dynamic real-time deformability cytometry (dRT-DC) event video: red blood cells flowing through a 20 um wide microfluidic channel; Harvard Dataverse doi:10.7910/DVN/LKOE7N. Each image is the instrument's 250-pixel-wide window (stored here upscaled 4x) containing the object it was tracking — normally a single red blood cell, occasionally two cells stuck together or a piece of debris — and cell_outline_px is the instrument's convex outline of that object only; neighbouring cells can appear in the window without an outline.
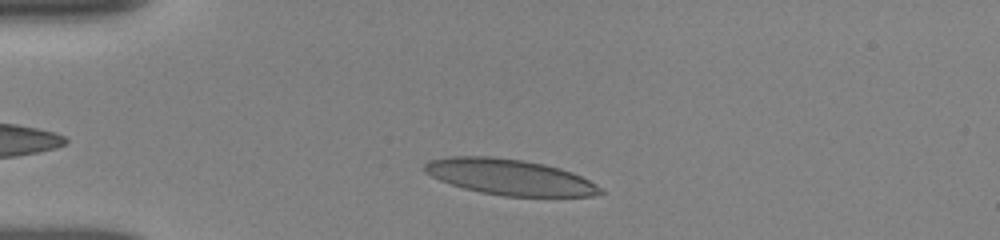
{"species": "human", "species_latin": "Homo sapiens", "temperature_condition": "room temperature", "stored_images_in_passage": 53, "camera_frame_rate_fps": 3000, "um_per_image_px": 0.085, "donor": {"sex": "female"}, "frame": {"image": 1, "passage_image": 7, "time_ms": 1.667, "image_size_px": [1000, 240], "cell_outline_px": [[604, 192], [592, 196], [504, 196], [480, 192], [464, 188], [440, 180], [424, 172], [424, 164], [428, 160], [452, 156], [488, 156], [524, 160], [544, 164], [560, 168], [572, 172], [596, 184]], "centroid_in_image_um": [43.3, 15.04], "position_along_channel_um": 41.7, "area_um2": 36.47}}
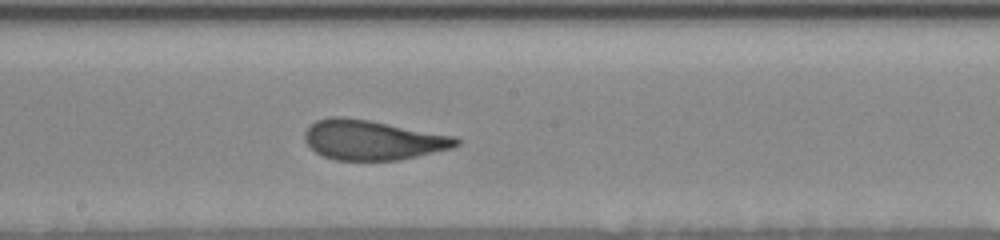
{"frame": {"image": 2, "passage_image": 28, "time_ms": 7.0, "image_size_px": [1000, 240], "cell_outline_px": [[460, 144], [452, 148], [416, 156], [396, 160], [336, 160], [324, 156], [316, 152], [304, 140], [304, 132], [316, 120], [332, 116], [344, 116], [368, 120], [456, 136], [460, 140]], "centroid_in_image_um": [31.67, 11.89], "position_along_channel_um": 216.5, "area_um2": 34.97}}
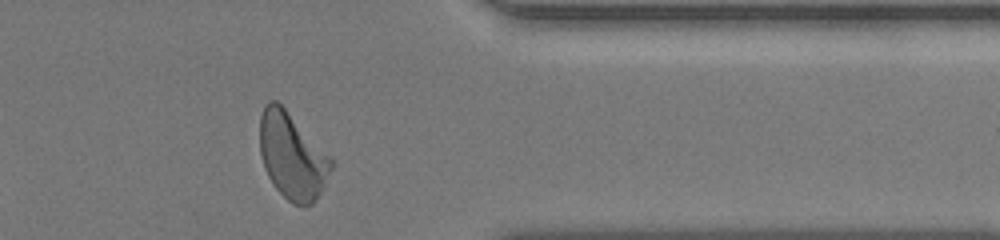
{"frame": {"image": 3, "passage_image": 48, "time_ms": 11.667, "image_size_px": [1000, 240], "cell_outline_px": [[332, 168], [324, 188], [316, 200], [312, 204], [292, 204], [272, 184], [264, 168], [260, 152], [260, 116], [264, 104], [268, 100], [276, 100], [332, 156]], "centroid_in_image_um": [24.84, 13.26], "position_along_channel_um": 386.6, "area_um2": 35.95}, "authors_computed_cell_mechanics": {"area_um2": 35.258, "velocity_mm_per_s": 3.8566, "shape_relaxation_time_tau1_ms": 3.2048, "shape_relaxation_time_tau2_ms": 0.8759, "deformation_change_tau1": 0.1732, "deformation_change_tau2": 0.0835}}